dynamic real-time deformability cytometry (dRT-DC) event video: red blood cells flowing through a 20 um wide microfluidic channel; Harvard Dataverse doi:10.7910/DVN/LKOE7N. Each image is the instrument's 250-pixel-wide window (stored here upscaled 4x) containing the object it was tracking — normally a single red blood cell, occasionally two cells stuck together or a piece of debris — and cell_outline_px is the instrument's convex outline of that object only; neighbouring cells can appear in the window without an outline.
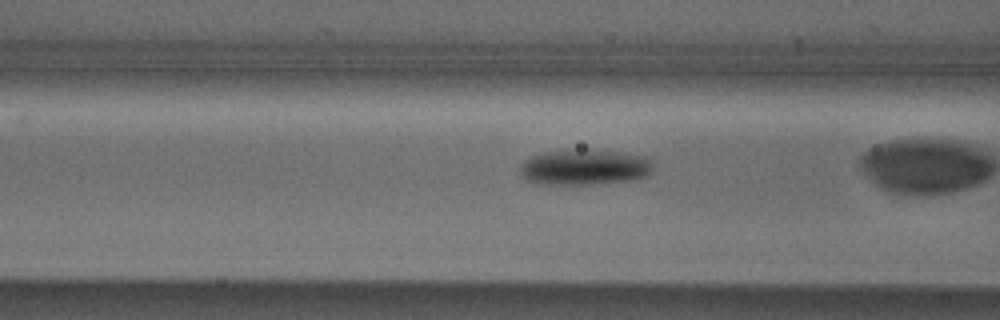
{"species": "Egyptian fruit bat (a non-hibernating species)", "species_latin": "Rousettus aegyptiacus", "temperature_condition": "cold", "stored_images_in_passage": 26, "camera_frame_rate_fps": 3000, "um_per_image_px": 0.085, "animal": {"sex": "male"}, "frame": {"image": 1, "passage_image": 5, "time_ms": 1.333, "image_size_px": [1000, 320], "cell_outline_px": [[652, 172], [644, 176], [632, 180], [588, 184], [536, 184], [524, 180], [520, 176], [520, 164], [524, 160], [532, 156], [544, 152], [588, 148], [624, 152], [648, 156], [652, 160]], "centroid_in_image_um": [49.67, 14.19], "position_along_channel_um": 116.9, "area_um2": 28.26}}
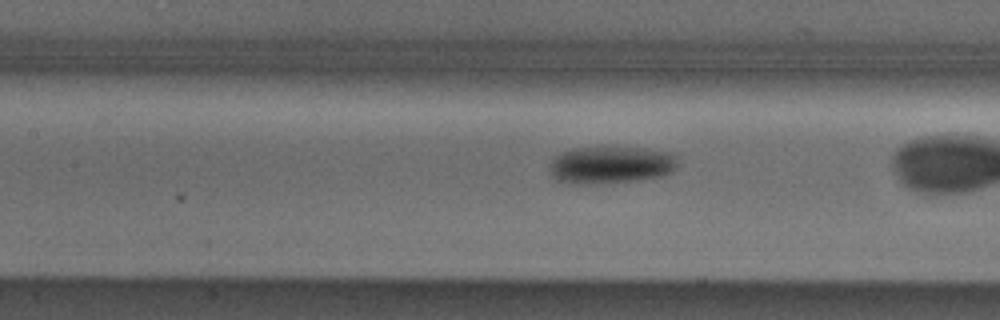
{"frame": {"image": 2, "passage_image": 8, "time_ms": 2.333, "image_size_px": [1000, 320], "cell_outline_px": [[676, 168], [672, 172], [660, 176], [640, 180], [608, 184], [576, 184], [556, 180], [548, 172], [552, 160], [560, 152], [576, 148], [600, 144], [608, 144], [644, 148], [676, 152]], "centroid_in_image_um": [51.93, 13.98], "position_along_channel_um": 155.5, "area_um2": 29.36}}